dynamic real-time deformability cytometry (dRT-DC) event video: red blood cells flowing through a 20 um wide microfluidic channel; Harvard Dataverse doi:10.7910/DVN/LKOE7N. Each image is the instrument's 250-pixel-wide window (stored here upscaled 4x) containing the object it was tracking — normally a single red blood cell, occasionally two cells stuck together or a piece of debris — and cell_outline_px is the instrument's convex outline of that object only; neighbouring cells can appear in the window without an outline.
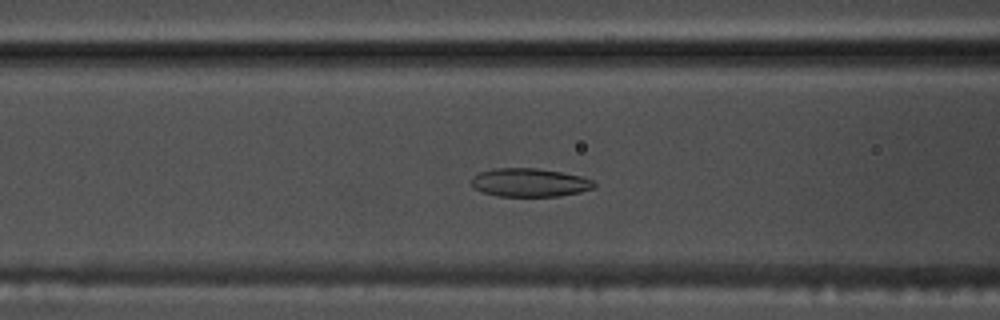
{"species": "common noctule bat (a hibernating species)", "species_latin": "Nyctalus noctula", "temperature_condition": "warm", "stored_images_in_passage": 52, "camera_frame_rate_fps": 3000, "um_per_image_px": 0.085, "animal": {"sex": "male", "body_mass_g": 17.5, "forearm_length_mm": 52.3}, "frame": {"image": 1, "passage_image": 20, "time_ms": 6.333, "image_size_px": [1000, 320], "cell_outline_px": [[596, 184], [592, 188], [580, 192], [560, 196], [500, 196], [484, 192], [476, 188], [472, 184], [472, 176], [480, 172], [492, 168], [536, 168], [560, 172], [580, 176], [596, 180]], "centroid_in_image_um": [45.05, 15.51], "position_along_channel_um": 121.6, "area_um2": 20.23}}
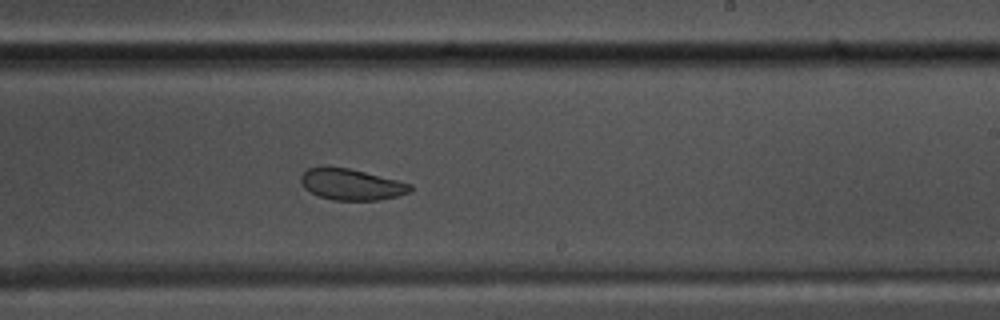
{"frame": {"image": 2, "passage_image": 31, "time_ms": 10.0, "image_size_px": [1000, 320], "cell_outline_px": [[412, 192], [380, 200], [332, 200], [320, 196], [304, 188], [300, 180], [300, 176], [308, 168], [324, 164], [348, 168], [412, 184]], "centroid_in_image_um": [29.83, 15.65], "position_along_channel_um": 259.2, "area_um2": 20.06}}
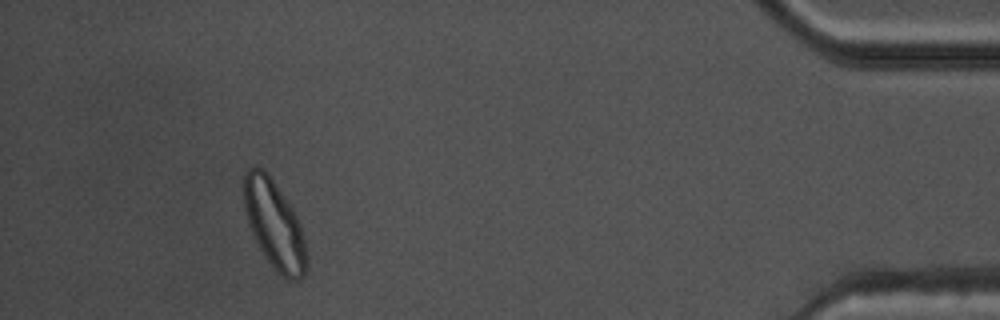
{"frame": {"image": 3, "passage_image": 48, "time_ms": 15.667, "image_size_px": [1000, 320], "cell_outline_px": [[304, 272], [300, 280], [288, 280], [264, 256], [248, 224], [244, 208], [244, 172], [248, 168], [264, 168], [292, 208], [300, 224], [304, 240]], "centroid_in_image_um": [23.27, 19.03], "position_along_channel_um": 411.9, "area_um2": 31.15}, "authors_computed_cell_mechanics": {"area_um2": 23.2356, "velocity_mm_per_s": 3.7692, "shape_relaxation_time_tau1_ms": 3.3993, "shape_relaxation_time_tau2_ms": 1.9165, "deformation_change_tau1": 0.1099, "deformation_change_tau2": 0.0574}}